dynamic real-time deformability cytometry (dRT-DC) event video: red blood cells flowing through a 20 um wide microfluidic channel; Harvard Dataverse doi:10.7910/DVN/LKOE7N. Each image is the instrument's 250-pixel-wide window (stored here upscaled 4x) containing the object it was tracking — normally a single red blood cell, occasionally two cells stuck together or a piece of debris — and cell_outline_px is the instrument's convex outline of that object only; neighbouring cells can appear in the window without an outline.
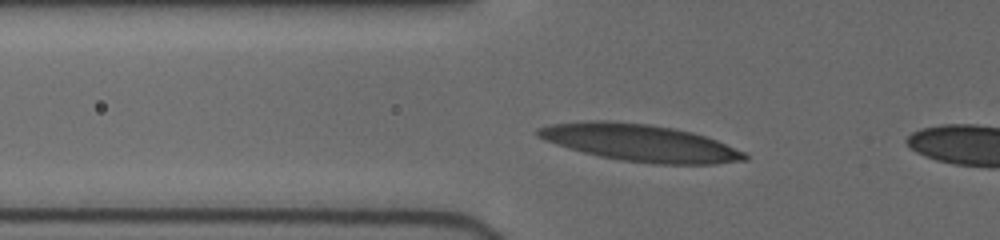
{"species": "human", "species_latin": "Homo sapiens", "temperature_condition": "cold", "stored_images_in_passage": 3, "segment_of_instrument_passage": [1, 2], "camera_frame_rate_fps": 3000, "um_per_image_px": 0.085, "donor": {"sex": "female"}, "frame": {"image": 1, "passage_image": 2, "time_ms": 0.333, "image_size_px": [1000, 240], "cell_outline_px": [[748, 160], [716, 164], [656, 164], [620, 160], [600, 156], [568, 148], [544, 140], [536, 136], [536, 128], [552, 124], [592, 120], [604, 120], [648, 124], [672, 128], [692, 132], [716, 140], [744, 152], [748, 156]], "centroid_in_image_um": [54.39, 12.14], "position_along_channel_um": 71.4, "area_um2": 44.39}}